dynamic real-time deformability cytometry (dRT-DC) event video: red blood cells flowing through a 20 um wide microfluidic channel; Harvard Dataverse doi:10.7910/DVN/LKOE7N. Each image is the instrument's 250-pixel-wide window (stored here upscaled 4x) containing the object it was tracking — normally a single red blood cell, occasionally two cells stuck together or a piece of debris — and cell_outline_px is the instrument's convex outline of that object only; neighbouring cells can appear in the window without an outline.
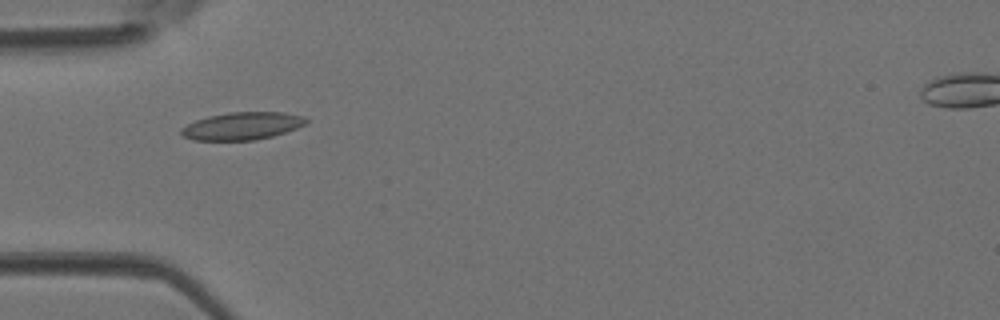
{"species": "Egyptian fruit bat (a non-hibernating species)", "species_latin": "Rousettus aegyptiacus", "temperature_condition": "room temperature", "stored_images_in_passage": 31, "camera_frame_rate_fps": 3000, "um_per_image_px": 0.085, "animal": {"sex": "female"}, "frame": {"image": 1, "passage_image": 1, "time_ms": 0.0, "image_size_px": [1000, 320], "cell_outline_px": [[308, 124], [272, 136], [256, 140], [192, 140], [184, 136], [180, 132], [180, 128], [196, 120], [228, 112], [284, 112], [304, 116], [308, 120]], "centroid_in_image_um": [20.61, 10.7], "position_along_channel_um": 64.4, "area_um2": 20.0}}
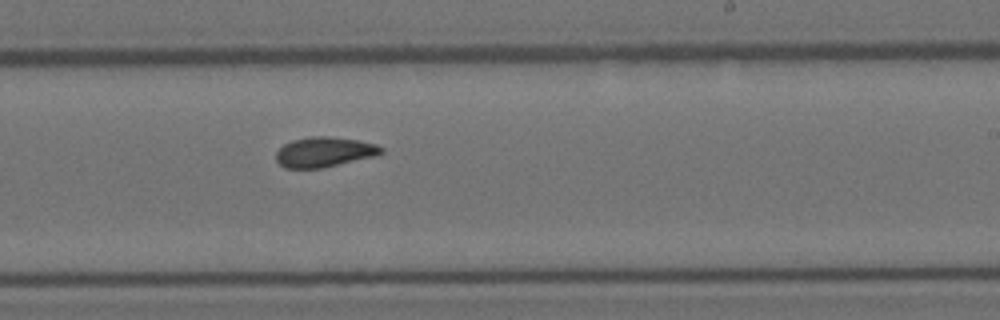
{"frame": {"image": 2, "passage_image": 14, "time_ms": 4.333, "image_size_px": [1000, 320], "cell_outline_px": [[384, 152], [376, 156], [324, 168], [284, 168], [276, 160], [276, 152], [284, 144], [292, 140], [312, 136], [328, 136], [356, 140], [376, 144], [384, 148]], "centroid_in_image_um": [27.58, 12.93], "position_along_channel_um": 261.4, "area_um2": 18.5}}
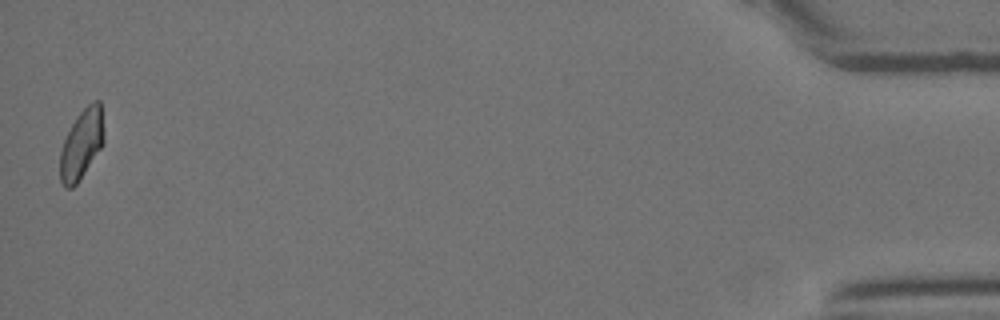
{"frame": {"image": 3, "passage_image": 31, "time_ms": 10.0, "image_size_px": [1000, 320], "cell_outline_px": [[104, 144], [76, 184], [72, 188], [64, 188], [60, 180], [60, 152], [64, 140], [76, 116], [92, 100], [100, 100], [104, 132]], "centroid_in_image_um": [6.94, 12.24], "position_along_channel_um": 428.3, "area_um2": 17.8}}